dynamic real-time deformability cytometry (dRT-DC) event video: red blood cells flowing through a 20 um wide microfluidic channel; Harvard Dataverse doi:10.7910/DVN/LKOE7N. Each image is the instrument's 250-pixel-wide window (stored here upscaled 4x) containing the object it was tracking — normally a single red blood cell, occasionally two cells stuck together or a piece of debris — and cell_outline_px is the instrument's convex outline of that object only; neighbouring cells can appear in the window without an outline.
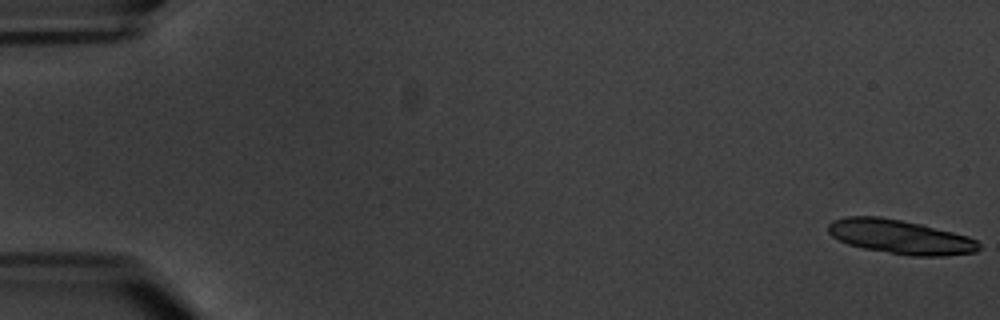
{"species": "common noctule bat (a hibernating species)", "species_latin": "Nyctalus noctula", "temperature_condition": "warm", "stored_images_in_passage": 7, "segment_of_instrument_passage": [1, 2], "camera_frame_rate_fps": 3000, "um_per_image_px": 0.085, "animal": {"sex": "male", "body_mass_g": 20.1, "forearm_length_mm": 53.5}, "frame": {"image": 1, "passage_image": 1, "time_ms": 0.0, "image_size_px": [1000, 320], "cell_outline_px": [[980, 248], [976, 252], [944, 256], [912, 256], [864, 248], [848, 244], [832, 236], [828, 232], [828, 224], [832, 220], [844, 216], [880, 216], [920, 224], [968, 236], [976, 240], [980, 244]], "centroid_in_image_um": [76.51, 20.13], "position_along_channel_um": 8.5, "area_um2": 29.88}}